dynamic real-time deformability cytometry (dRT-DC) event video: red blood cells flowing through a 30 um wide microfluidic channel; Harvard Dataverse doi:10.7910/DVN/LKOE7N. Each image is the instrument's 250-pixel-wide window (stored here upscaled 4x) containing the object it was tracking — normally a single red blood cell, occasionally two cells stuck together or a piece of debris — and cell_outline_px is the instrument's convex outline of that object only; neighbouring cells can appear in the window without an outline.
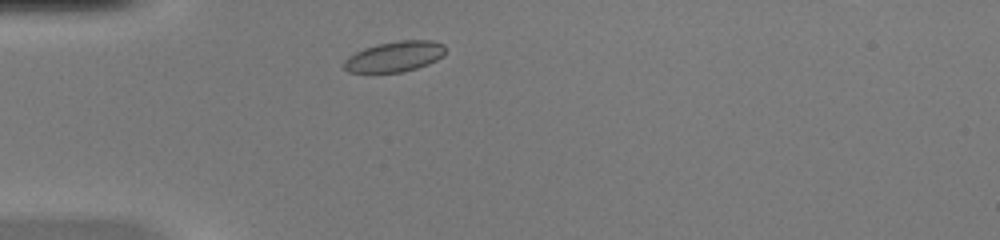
{"species": "common noctule bat (a hibernating species)", "species_latin": "Nyctalus noctula", "temperature_condition": "warm", "stored_images_in_passage": 40, "segment_of_instrument_passage": [1, 2], "camera_frame_rate_fps": 3000, "um_per_image_px": 0.085, "animal": {"sex": "female", "body_mass_g": 20.0, "forearm_length_mm": 54.0}, "frame": {"image": 1, "passage_image": 3, "time_ms": 0.667, "image_size_px": [1000, 240], "cell_outline_px": [[444, 56], [428, 64], [404, 72], [348, 72], [340, 64], [348, 56], [364, 48], [380, 44], [400, 40], [432, 40], [444, 44]], "centroid_in_image_um": [33.53, 4.81], "position_along_channel_um": 51.5, "area_um2": 18.03}}
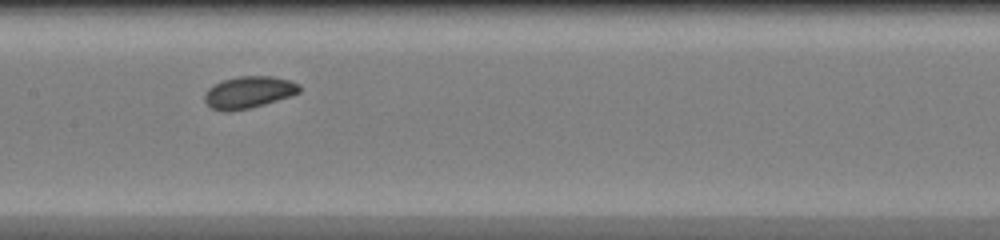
{"frame": {"image": 2, "passage_image": 14, "time_ms": 4.333, "image_size_px": [1000, 240], "cell_outline_px": [[300, 92], [292, 96], [264, 104], [248, 108], [228, 112], [224, 112], [212, 108], [204, 100], [204, 96], [208, 88], [224, 80], [240, 76], [272, 76], [288, 80], [300, 84]], "centroid_in_image_um": [21.16, 7.85], "position_along_channel_um": 186.2, "area_um2": 17.51}}
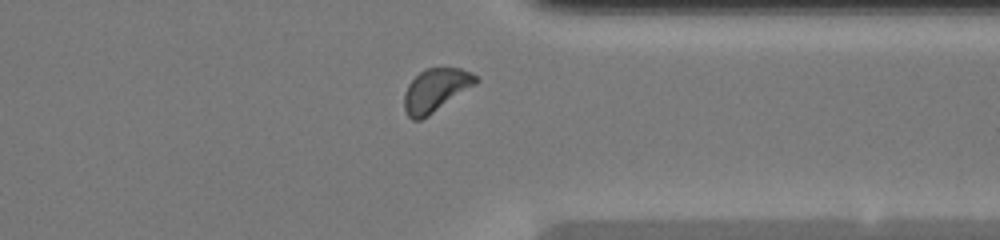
{"frame": {"image": 3, "passage_image": 28, "time_ms": 9.0, "image_size_px": [1000, 240], "cell_outline_px": [[480, 80], [476, 84], [428, 116], [420, 120], [412, 120], [408, 116], [404, 108], [404, 92], [408, 84], [424, 68], [460, 68], [472, 72]], "centroid_in_image_um": [37.03, 7.66], "position_along_channel_um": 374.4, "area_um2": 17.98}}